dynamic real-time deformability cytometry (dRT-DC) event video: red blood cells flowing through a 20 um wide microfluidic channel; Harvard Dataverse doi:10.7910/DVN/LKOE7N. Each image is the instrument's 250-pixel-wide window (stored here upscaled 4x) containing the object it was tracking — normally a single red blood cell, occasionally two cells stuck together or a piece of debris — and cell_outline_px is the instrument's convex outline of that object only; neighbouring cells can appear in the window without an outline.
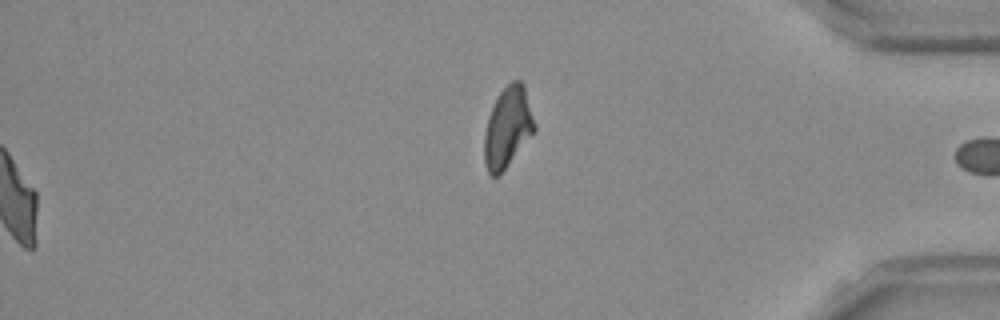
{"species": "Egyptian fruit bat (a non-hibernating species)", "species_latin": "Rousettus aegyptiacus", "temperature_condition": "room temperature", "stored_images_in_passage": 53, "segment_of_instrument_passage": [2, 2], "camera_frame_rate_fps": 3000, "um_per_image_px": 0.085, "frame": {"image": 1, "passage_image": 53, "time_ms": 17.333, "image_size_px": [1000, 320], "cell_outline_px": [[536, 128], [500, 176], [492, 176], [488, 172], [484, 164], [484, 132], [488, 116], [500, 92], [512, 80], [520, 80], [524, 84], [536, 124]], "centroid_in_image_um": [43.14, 10.84], "position_along_channel_um": 392.1, "area_um2": 23.52}}